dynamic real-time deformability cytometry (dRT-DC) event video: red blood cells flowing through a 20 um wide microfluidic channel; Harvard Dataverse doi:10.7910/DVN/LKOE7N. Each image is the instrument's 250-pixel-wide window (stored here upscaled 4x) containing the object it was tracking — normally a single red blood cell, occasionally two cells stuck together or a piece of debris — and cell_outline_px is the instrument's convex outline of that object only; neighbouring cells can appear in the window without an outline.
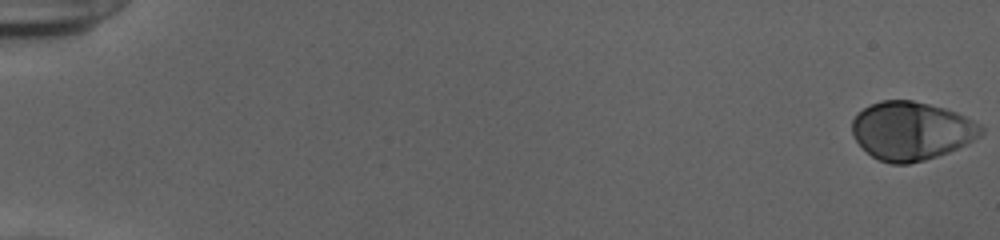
{"species": "human", "species_latin": "Homo sapiens", "temperature_condition": "cold", "stored_images_in_passage": 54, "camera_frame_rate_fps": 3000, "um_per_image_px": 0.085, "donor": {"sex": "female"}, "frame": {"image": 1, "passage_image": 1, "time_ms": 0.0, "image_size_px": [1000, 240], "cell_outline_px": [[984, 132], [980, 136], [948, 152], [924, 160], [908, 164], [892, 164], [880, 160], [872, 156], [856, 140], [852, 132], [852, 120], [856, 112], [880, 100], [912, 100], [944, 108], [956, 112], [980, 124], [984, 128]], "centroid_in_image_um": [77.45, 11.11], "position_along_channel_um": 7.5, "area_um2": 43.58}}
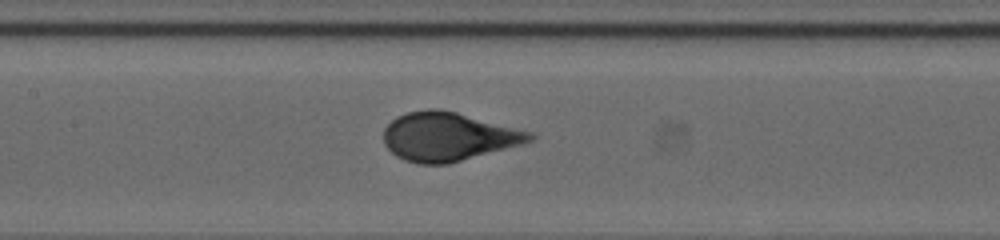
{"frame": {"image": 2, "passage_image": 28, "time_ms": 9.0, "image_size_px": [1000, 240], "cell_outline_px": [[536, 140], [524, 144], [448, 164], [416, 164], [404, 160], [396, 156], [384, 144], [384, 128], [396, 116], [408, 112], [428, 108], [440, 108], [456, 112], [532, 132], [536, 136]], "centroid_in_image_um": [38.11, 11.62], "position_along_channel_um": 169.3, "area_um2": 41.67}}
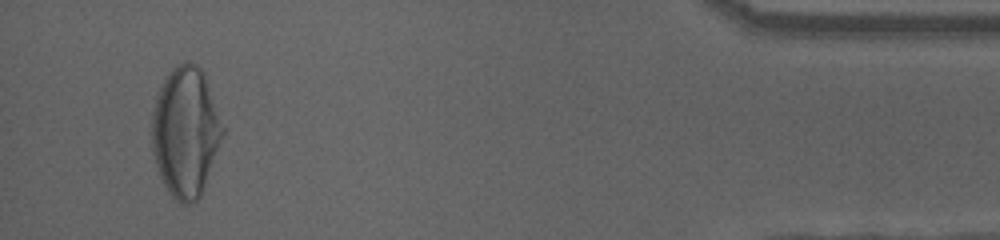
{"frame": {"image": 3, "passage_image": 52, "time_ms": 17.0, "image_size_px": [1000, 240], "cell_outline_px": [[228, 132], [200, 196], [192, 204], [184, 204], [176, 200], [172, 196], [164, 184], [160, 176], [152, 152], [152, 112], [156, 96], [164, 80], [172, 68], [176, 64], [184, 60], [188, 60], [196, 64], [204, 72]], "centroid_in_image_um": [15.84, 11.19], "position_along_channel_um": 419.4, "area_um2": 54.79}}